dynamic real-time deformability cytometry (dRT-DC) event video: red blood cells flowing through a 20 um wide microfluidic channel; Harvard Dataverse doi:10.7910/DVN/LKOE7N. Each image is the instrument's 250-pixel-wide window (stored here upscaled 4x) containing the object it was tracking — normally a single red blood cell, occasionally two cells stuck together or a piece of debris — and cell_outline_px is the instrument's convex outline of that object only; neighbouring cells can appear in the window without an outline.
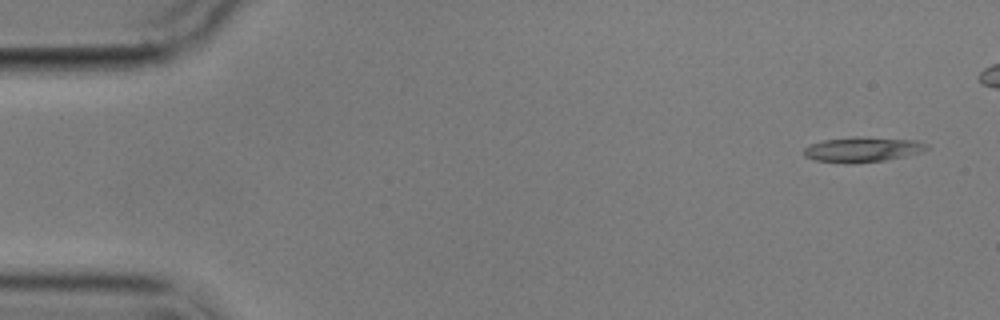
{"species": "common noctule bat (a hibernating species)", "species_latin": "Nyctalus noctula", "temperature_condition": "cold", "stored_images_in_passage": 6, "camera_frame_rate_fps": 3000, "um_per_image_px": 0.085, "animal": {"sex": "male", "body_mass_g": 17.9}, "frame": {"image": 1, "passage_image": 1, "time_ms": 0.0, "image_size_px": [1000, 320], "cell_outline_px": [[932, 148], [924, 152], [884, 160], [852, 164], [844, 164], [816, 160], [804, 156], [804, 148], [808, 144], [824, 140], [852, 136], [860, 136], [916, 140], [928, 144]], "centroid_in_image_um": [73.34, 12.7], "position_along_channel_um": 11.7, "area_um2": 18.38}}
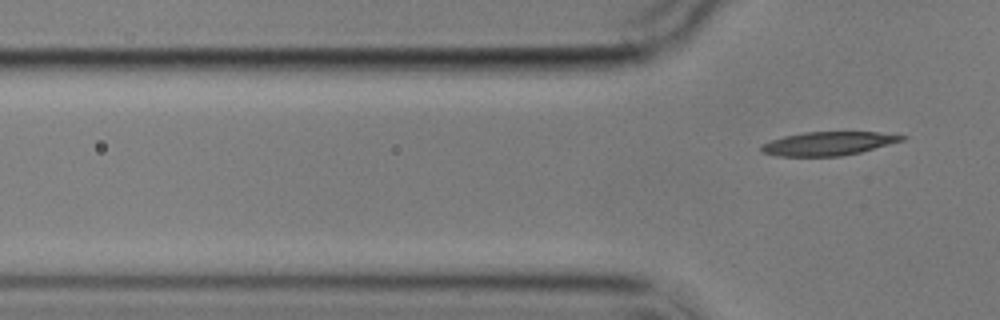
{"frame": {"image": 2, "passage_image": 6, "time_ms": 7.0, "image_size_px": [1000, 320], "cell_outline_px": [[908, 136], [904, 140], [860, 152], [840, 156], [776, 156], [760, 152], [760, 148], [764, 144], [772, 140], [784, 136], [804, 132], [880, 132]], "centroid_in_image_um": [70.4, 12.2], "position_along_channel_um": 55.4, "area_um2": 19.25}}